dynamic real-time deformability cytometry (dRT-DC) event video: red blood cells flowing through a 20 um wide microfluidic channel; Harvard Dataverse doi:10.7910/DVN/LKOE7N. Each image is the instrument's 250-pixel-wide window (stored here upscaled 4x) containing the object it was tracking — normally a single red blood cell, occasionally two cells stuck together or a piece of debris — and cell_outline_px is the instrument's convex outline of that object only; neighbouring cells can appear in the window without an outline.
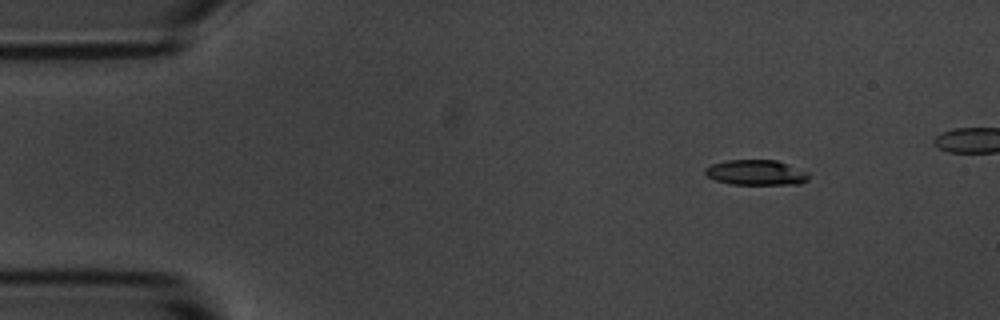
{"species": "common noctule bat (a hibernating species)", "species_latin": "Nyctalus noctula", "temperature_condition": "room temperature", "stored_images_in_passage": 4, "camera_frame_rate_fps": 3000, "um_per_image_px": 0.085, "animal": {"sex": "male", "body_mass_g": 20.1, "forearm_length_mm": 53.5}, "frame": {"image": 1, "passage_image": 1, "time_ms": 0.0, "image_size_px": [1000, 320], "cell_outline_px": [[808, 180], [800, 184], [732, 184], [716, 180], [708, 176], [704, 172], [704, 168], [712, 164], [728, 160], [776, 160], [808, 172]], "centroid_in_image_um": [64.26, 14.66], "position_along_channel_um": 20.7, "area_um2": 15.09}}